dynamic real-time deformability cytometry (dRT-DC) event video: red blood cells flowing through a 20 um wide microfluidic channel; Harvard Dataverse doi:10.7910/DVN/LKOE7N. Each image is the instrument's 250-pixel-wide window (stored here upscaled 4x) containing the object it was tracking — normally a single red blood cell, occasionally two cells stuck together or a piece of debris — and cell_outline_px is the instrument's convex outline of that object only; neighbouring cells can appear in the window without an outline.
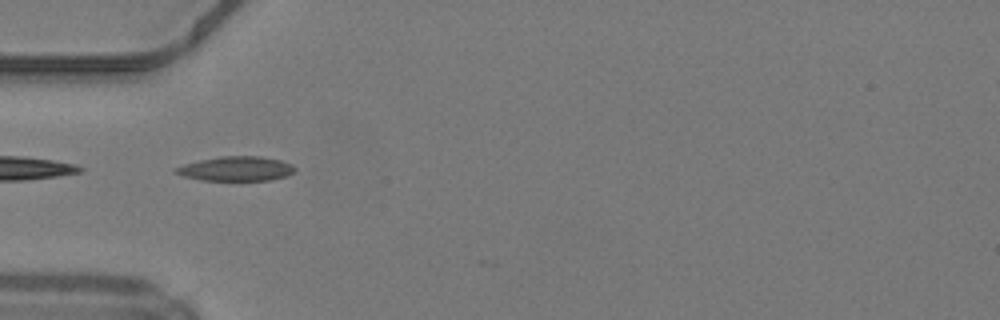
{"species": "common noctule bat (a hibernating species)", "species_latin": "Nyctalus noctula", "temperature_condition": "warm", "stored_images_in_passage": 33, "camera_frame_rate_fps": 3000, "um_per_image_px": 0.085, "animal": {"sex": "male", "body_mass_g": 19.2, "forearm_length_mm": 51.8}, "frame": {"image": 1, "passage_image": 1, "time_ms": 0.0, "image_size_px": [1000, 320], "cell_outline_px": [[296, 168], [288, 176], [272, 180], [200, 180], [184, 176], [172, 172], [172, 168], [184, 164], [200, 160], [220, 156], [260, 156], [280, 160], [292, 164]], "centroid_in_image_um": [20.05, 14.34], "position_along_channel_um": 65.0, "area_um2": 17.11}}